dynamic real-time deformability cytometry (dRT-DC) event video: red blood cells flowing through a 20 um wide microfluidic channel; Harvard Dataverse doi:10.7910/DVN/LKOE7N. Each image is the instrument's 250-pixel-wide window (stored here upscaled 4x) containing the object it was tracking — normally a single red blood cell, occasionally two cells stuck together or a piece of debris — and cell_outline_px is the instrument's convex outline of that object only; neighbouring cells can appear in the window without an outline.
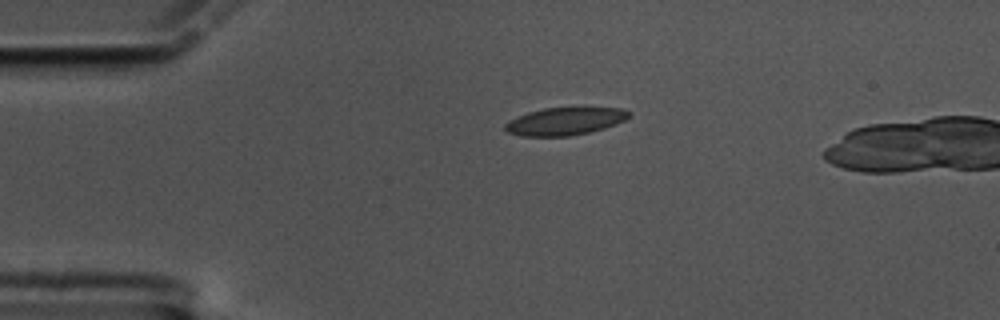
{"species": "common noctule bat (a hibernating species)", "species_latin": "Nyctalus noctula", "temperature_condition": "cold", "stored_images_in_passage": 45, "camera_frame_rate_fps": 3000, "um_per_image_px": 0.085, "animal": {"sex": "male", "body_mass_g": 17.5, "forearm_length_mm": 52.3}, "frame": {"image": 1, "passage_image": 1, "time_ms": 0.0, "image_size_px": [1000, 320], "cell_outline_px": [[632, 112], [624, 120], [616, 124], [604, 128], [588, 132], [568, 136], [520, 136], [508, 132], [504, 128], [504, 124], [508, 120], [516, 116], [528, 112], [544, 108], [580, 104], [620, 108]], "centroid_in_image_um": [48.04, 10.24], "position_along_channel_um": 37.0, "area_um2": 20.92}}
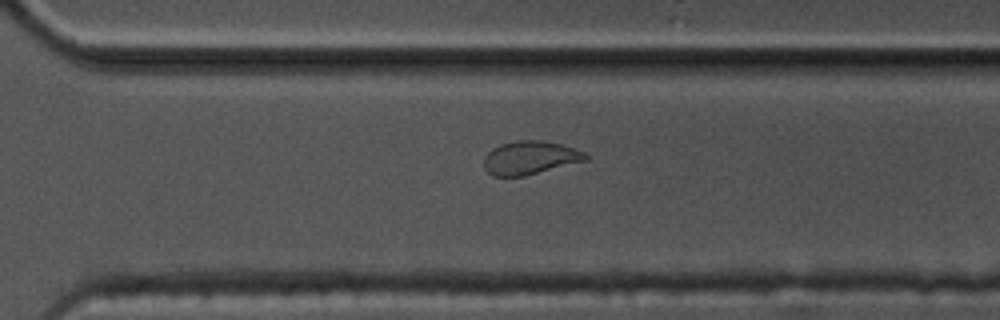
{"frame": {"image": 2, "passage_image": 30, "time_ms": 9.667, "image_size_px": [1000, 320], "cell_outline_px": [[588, 160], [524, 176], [492, 176], [484, 168], [484, 156], [492, 148], [500, 144], [516, 140], [540, 140], [560, 144], [584, 152], [588, 156]], "centroid_in_image_um": [45.02, 13.41], "position_along_channel_um": 325.6, "area_um2": 19.77}}
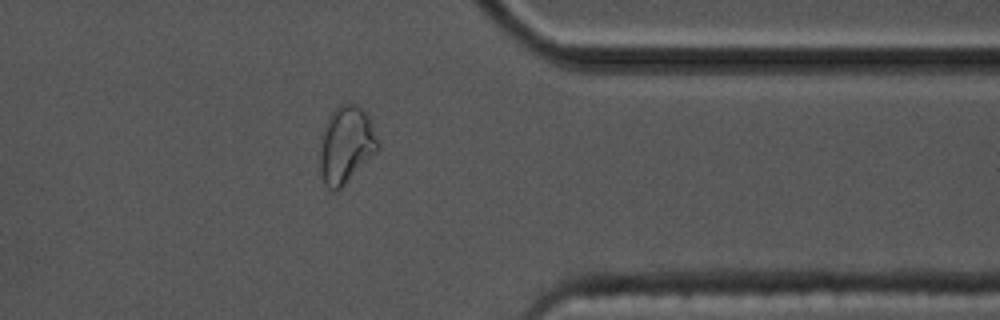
{"frame": {"image": 3, "passage_image": 36, "time_ms": 11.667, "image_size_px": [1000, 320], "cell_outline_px": [[380, 148], [336, 192], [328, 188], [324, 184], [320, 172], [320, 148], [324, 124], [332, 112], [340, 104], [356, 104], [368, 116]], "centroid_in_image_um": [29.38, 12.32], "position_along_channel_um": 382.0, "area_um2": 25.55}, "authors_computed_cell_mechanics": {"area_um2": 20.23, "velocity_mm_per_s": 3.3302, "shape_relaxation_time_tau1_ms": 8.1044, "shape_relaxation_time_tau2_ms": 1.3734, "deformation_change_tau1": 0.1678, "deformation_change_tau2": 0.0525}}